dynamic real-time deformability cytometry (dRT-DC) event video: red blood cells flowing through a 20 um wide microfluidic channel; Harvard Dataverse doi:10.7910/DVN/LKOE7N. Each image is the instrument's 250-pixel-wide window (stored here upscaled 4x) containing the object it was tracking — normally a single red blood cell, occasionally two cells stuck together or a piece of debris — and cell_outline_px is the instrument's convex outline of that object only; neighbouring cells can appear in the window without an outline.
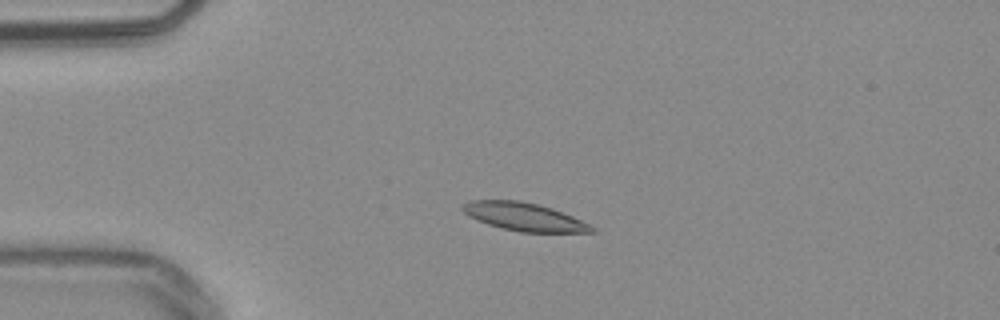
{"species": "common noctule bat (a hibernating species)", "species_latin": "Nyctalus noctula", "temperature_condition": "warm", "stored_images_in_passage": 42, "camera_frame_rate_fps": 3000, "um_per_image_px": 0.085, "animal": {"sex": "male", "body_mass_g": 20.4}, "frame": {"image": 1, "passage_image": 1, "time_ms": 0.0, "image_size_px": [1000, 320], "cell_outline_px": [[596, 232], [520, 232], [500, 228], [476, 220], [468, 216], [460, 208], [464, 204], [472, 200], [520, 200], [552, 208], [572, 216], [596, 228]], "centroid_in_image_um": [44.52, 18.43], "position_along_channel_um": 40.5, "area_um2": 21.04}}
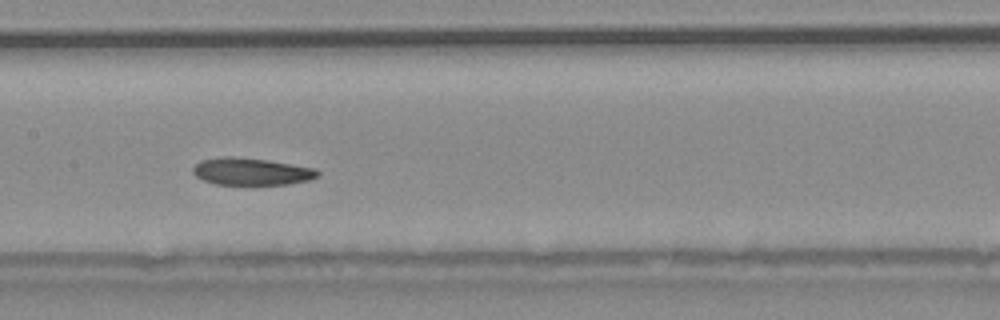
{"frame": {"image": 2, "passage_image": 15, "time_ms": 4.667, "image_size_px": [1000, 320], "cell_outline_px": [[320, 176], [308, 180], [288, 184], [216, 184], [204, 180], [196, 176], [192, 172], [192, 168], [200, 160], [224, 156], [232, 156], [268, 160], [316, 168], [320, 172]], "centroid_in_image_um": [21.38, 14.57], "position_along_channel_um": 186.0, "area_um2": 19.77}}
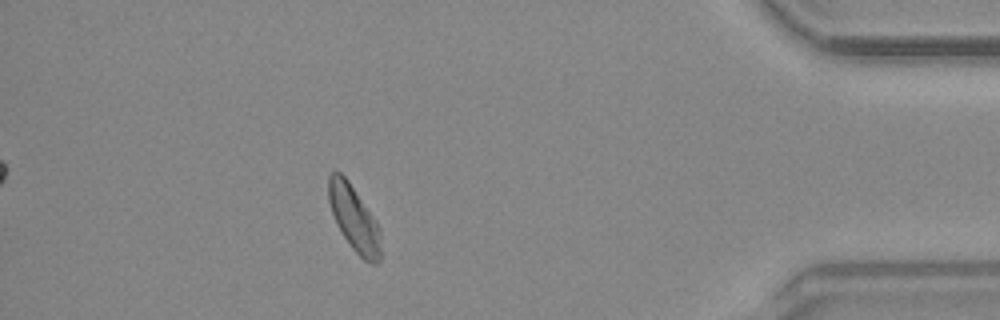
{"frame": {"image": 3, "passage_image": 36, "time_ms": 11.667, "image_size_px": [1000, 320], "cell_outline_px": [[380, 260], [376, 264], [368, 264], [352, 248], [336, 224], [328, 200], [328, 176], [336, 168], [348, 180], [376, 220], [380, 228]], "centroid_in_image_um": [30.09, 18.55], "position_along_channel_um": 405.1, "area_um2": 20.0}, "authors_computed_cell_mechanics": {"area_um2": 20.4034, "velocity_mm_per_s": 3.7732, "shape_relaxation_time_tau1_ms": 5.1467, "shape_relaxation_time_tau2_ms": 3.8647, "deformation_change_tau1": 0.0995, "deformation_change_tau2": 0.1038}}